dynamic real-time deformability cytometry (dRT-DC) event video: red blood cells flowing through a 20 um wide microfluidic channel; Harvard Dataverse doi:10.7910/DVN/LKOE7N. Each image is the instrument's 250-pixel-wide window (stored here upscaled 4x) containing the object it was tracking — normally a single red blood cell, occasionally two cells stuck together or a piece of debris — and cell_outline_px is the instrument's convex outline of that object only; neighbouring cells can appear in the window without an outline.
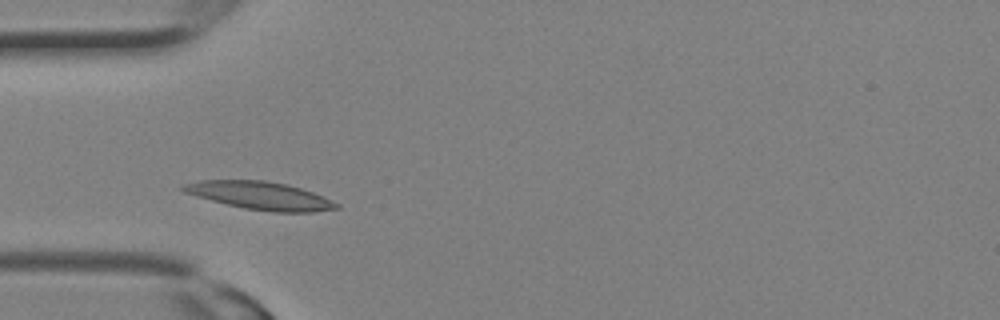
{"species": "Egyptian fruit bat (a non-hibernating species)", "species_latin": "Rousettus aegyptiacus", "temperature_condition": "room temperature", "stored_images_in_passage": 14, "camera_frame_rate_fps": 3000, "um_per_image_px": 0.085, "animal": {"sex": "female"}, "frame": {"image": 1, "passage_image": 5, "time_ms": 1.333, "image_size_px": [1000, 320], "cell_outline_px": [[340, 208], [312, 212], [272, 212], [244, 208], [196, 196], [184, 192], [180, 188], [184, 184], [200, 180], [264, 180], [284, 184], [300, 188], [324, 196], [340, 204]], "centroid_in_image_um": [22.14, 16.63], "position_along_channel_um": 62.9, "area_um2": 24.74}}
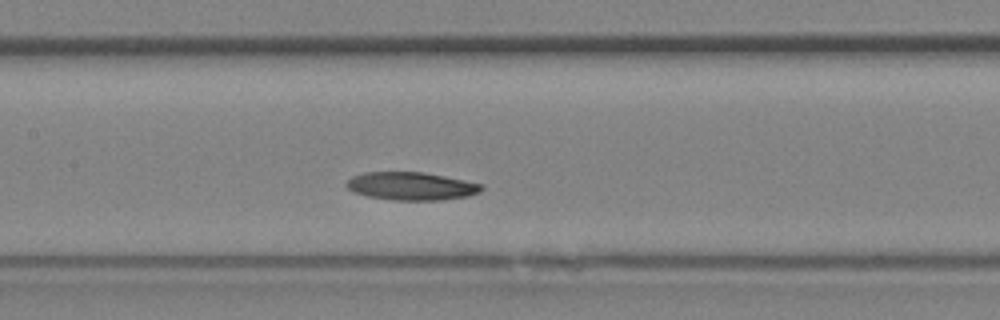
{"frame": {"image": 2, "passage_image": 10, "time_ms": 3.0, "image_size_px": [1000, 320], "cell_outline_px": [[484, 188], [480, 192], [468, 196], [440, 200], [392, 200], [368, 196], [352, 192], [344, 184], [352, 176], [364, 172], [424, 172], [484, 184]], "centroid_in_image_um": [34.96, 15.82], "position_along_channel_um": 172.4, "area_um2": 22.14}}
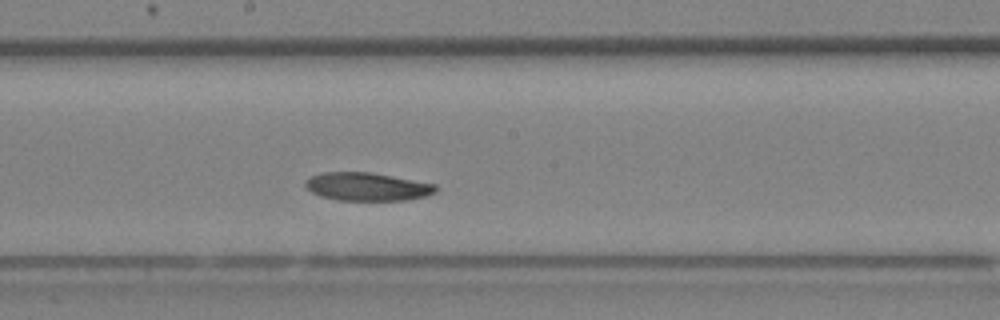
{"frame": {"image": 3, "passage_image": 12, "time_ms": 3.667, "image_size_px": [1000, 320], "cell_outline_px": [[436, 192], [428, 196], [404, 200], [336, 200], [320, 196], [312, 192], [304, 184], [304, 180], [308, 176], [320, 172], [372, 172], [436, 184]], "centroid_in_image_um": [31.18, 15.86], "position_along_channel_um": 217.0, "area_um2": 21.62}}